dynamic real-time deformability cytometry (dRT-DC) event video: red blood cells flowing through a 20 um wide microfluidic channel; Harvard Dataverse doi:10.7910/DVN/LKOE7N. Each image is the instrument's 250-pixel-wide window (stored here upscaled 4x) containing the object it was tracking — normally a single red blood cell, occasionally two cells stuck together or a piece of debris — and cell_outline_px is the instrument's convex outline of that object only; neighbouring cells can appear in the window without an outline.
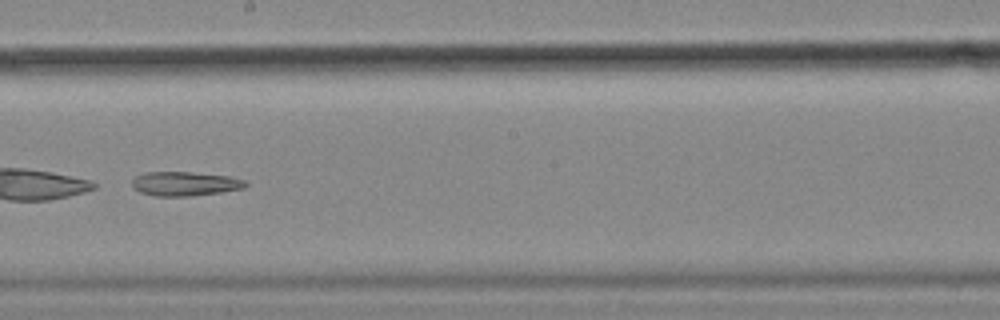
{"species": "common noctule bat (a hibernating species)", "species_latin": "Nyctalus noctula", "temperature_condition": "cold", "stored_images_in_passage": 55, "camera_frame_rate_fps": 3000, "um_per_image_px": 0.085, "animal": {"sex": "female", "body_mass_g": 18.4}, "frame": {"image": 1, "passage_image": 32, "time_ms": 10.333, "image_size_px": [1000, 320], "cell_outline_px": [[248, 184], [244, 188], [220, 192], [192, 196], [156, 196], [140, 192], [132, 188], [132, 180], [136, 176], [144, 172], [188, 172], [228, 176], [244, 180]], "centroid_in_image_um": [15.68, 15.62], "position_along_channel_um": 232.5, "area_um2": 15.95}}